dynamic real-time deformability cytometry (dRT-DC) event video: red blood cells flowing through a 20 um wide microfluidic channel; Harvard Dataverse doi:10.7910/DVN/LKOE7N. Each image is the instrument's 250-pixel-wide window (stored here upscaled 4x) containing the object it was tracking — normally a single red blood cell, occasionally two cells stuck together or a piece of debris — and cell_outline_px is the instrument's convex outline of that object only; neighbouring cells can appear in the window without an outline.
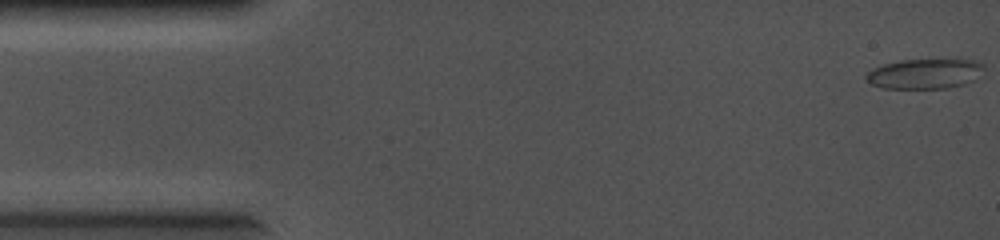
{"species": "common noctule bat (a hibernating species)", "species_latin": "Nyctalus noctula", "temperature_condition": "cold", "stored_images_in_passage": 66, "camera_frame_rate_fps": 5000, "um_per_image_px": 0.085, "animal": {"sex": "female", "body_mass_g": 19.0, "forearm_length_mm": 56.7}, "frame": {"image": 1, "passage_image": 1, "time_ms": 0.0, "image_size_px": [1000, 240], "cell_outline_px": [[984, 68], [976, 80], [964, 84], [948, 88], [884, 88], [872, 84], [864, 76], [872, 68], [884, 64], [900, 60], [960, 56], [980, 60], [984, 64]], "centroid_in_image_um": [78.74, 6.2], "position_along_channel_um": 6.3, "area_um2": 21.73}}
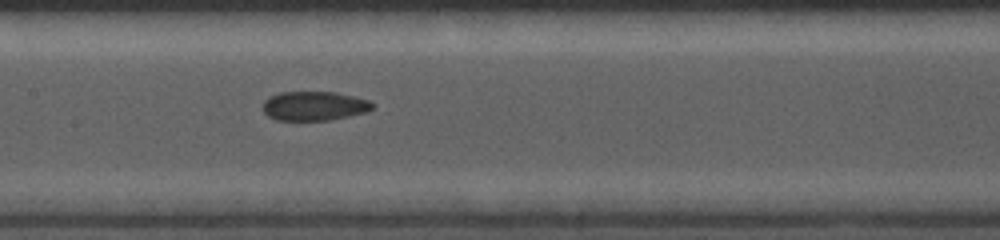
{"frame": {"image": 2, "passage_image": 32, "time_ms": 6.2, "image_size_px": [1000, 240], "cell_outline_px": [[376, 104], [368, 112], [332, 120], [276, 120], [268, 116], [264, 112], [264, 100], [268, 96], [280, 92], [336, 92], [372, 100]], "centroid_in_image_um": [26.76, 9.0], "position_along_channel_um": 180.6, "area_um2": 18.96}}
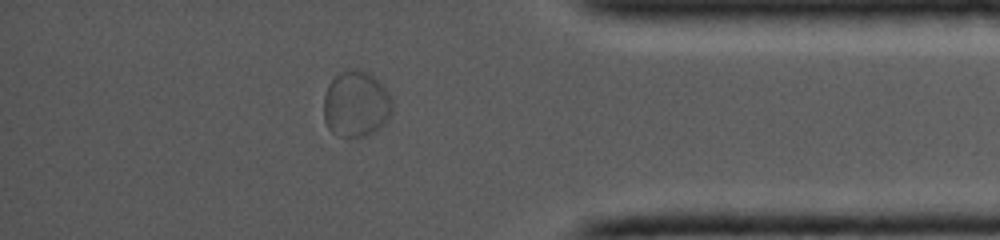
{"frame": {"image": 3, "passage_image": 57, "time_ms": 11.2, "image_size_px": [1000, 240], "cell_outline_px": [[392, 108], [388, 116], [372, 132], [364, 136], [340, 136], [332, 132], [328, 128], [324, 120], [324, 96], [328, 84], [340, 72], [348, 68], [356, 68], [368, 72], [384, 88], [392, 100]], "centroid_in_image_um": [30.21, 8.81], "position_along_channel_um": 405.0, "area_um2": 25.89}}